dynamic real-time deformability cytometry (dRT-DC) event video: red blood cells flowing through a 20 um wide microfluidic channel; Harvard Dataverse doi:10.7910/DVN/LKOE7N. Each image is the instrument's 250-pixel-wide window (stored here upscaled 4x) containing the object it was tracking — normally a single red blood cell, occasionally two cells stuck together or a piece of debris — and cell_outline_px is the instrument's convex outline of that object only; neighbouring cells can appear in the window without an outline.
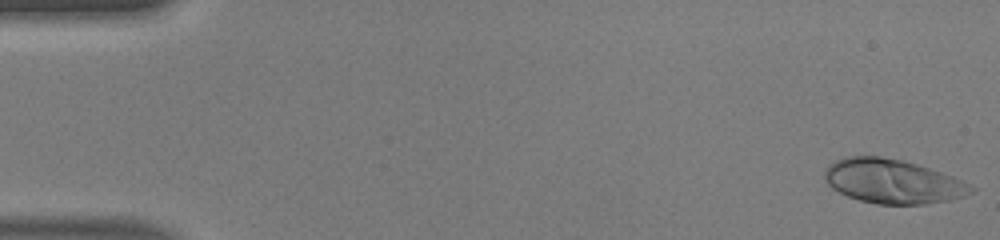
{"species": "human", "species_latin": "Homo sapiens", "temperature_condition": "warm", "stored_images_in_passage": 49, "camera_frame_rate_fps": 3000, "um_per_image_px": 0.085, "donor": {"sex": "male"}, "frame": {"image": 1, "passage_image": 1, "time_ms": 0.0, "image_size_px": [1000, 240], "cell_outline_px": [[976, 192], [964, 196], [948, 200], [924, 204], [876, 204], [860, 200], [848, 196], [832, 188], [824, 180], [824, 172], [828, 164], [836, 160], [848, 156], [880, 156], [904, 160], [952, 176], [976, 188]], "centroid_in_image_um": [75.86, 15.41], "position_along_channel_um": 9.1, "area_um2": 37.63}}
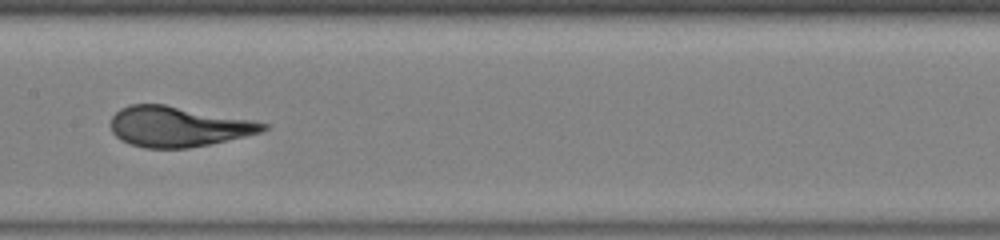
{"frame": {"image": 2, "passage_image": 25, "time_ms": 8.0, "image_size_px": [1000, 240], "cell_outline_px": [[268, 128], [264, 132], [208, 144], [188, 148], [144, 148], [120, 140], [112, 132], [108, 124], [112, 116], [120, 108], [128, 104], [164, 104], [252, 120], [268, 124]], "centroid_in_image_um": [15.09, 10.75], "position_along_channel_um": 192.3, "area_um2": 35.84}}
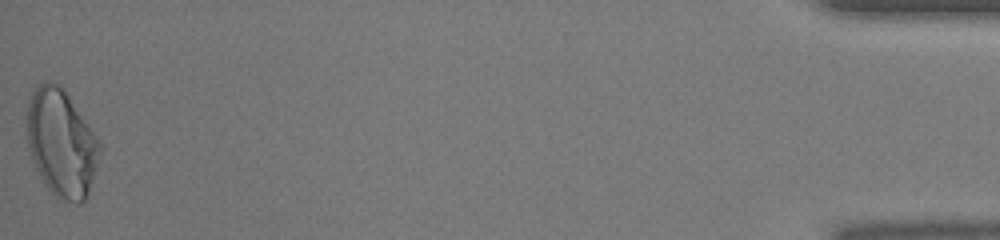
{"frame": {"image": 3, "passage_image": 49, "time_ms": 16.0, "image_size_px": [1000, 240], "cell_outline_px": [[104, 148], [88, 196], [80, 204], [76, 204], [60, 200], [44, 184], [32, 160], [28, 148], [24, 120], [24, 116], [32, 88], [36, 84], [44, 80], [48, 80], [56, 84], [68, 96], [96, 136]], "centroid_in_image_um": [5.2, 12.18], "position_along_channel_um": 430.0, "area_um2": 46.47}}